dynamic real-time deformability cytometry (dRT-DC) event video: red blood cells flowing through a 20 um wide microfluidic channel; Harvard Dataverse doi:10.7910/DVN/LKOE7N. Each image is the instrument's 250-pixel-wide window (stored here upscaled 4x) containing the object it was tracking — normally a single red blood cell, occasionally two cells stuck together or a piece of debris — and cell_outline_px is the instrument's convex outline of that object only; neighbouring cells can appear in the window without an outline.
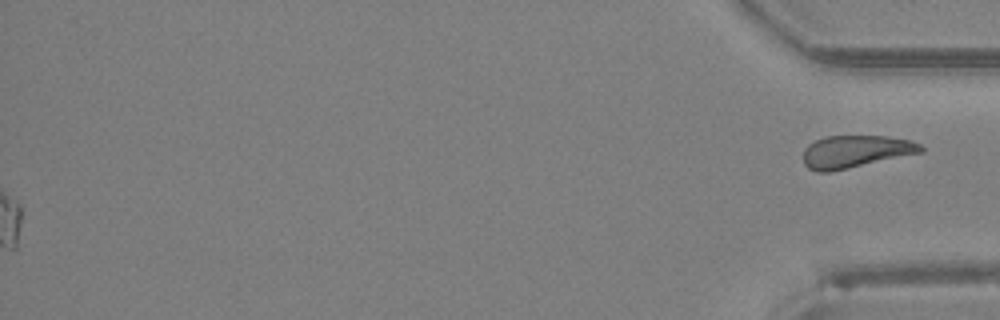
{"species": "Egyptian fruit bat (a non-hibernating species)", "species_latin": "Rousettus aegyptiacus", "temperature_condition": "room temperature", "stored_images_in_passage": 46, "segment_of_instrument_passage": [2, 2], "camera_frame_rate_fps": 3000, "um_per_image_px": 0.085, "animal": {"sex": "female"}, "frame": {"image": 1, "passage_image": 46, "time_ms": 15.0, "image_size_px": [1000, 320], "cell_outline_px": [[924, 152], [848, 168], [828, 172], [816, 172], [808, 168], [804, 164], [804, 148], [808, 144], [824, 136], [888, 136], [912, 140], [920, 144], [924, 148]], "centroid_in_image_um": [72.73, 12.87], "position_along_channel_um": 362.5, "area_um2": 22.31}}